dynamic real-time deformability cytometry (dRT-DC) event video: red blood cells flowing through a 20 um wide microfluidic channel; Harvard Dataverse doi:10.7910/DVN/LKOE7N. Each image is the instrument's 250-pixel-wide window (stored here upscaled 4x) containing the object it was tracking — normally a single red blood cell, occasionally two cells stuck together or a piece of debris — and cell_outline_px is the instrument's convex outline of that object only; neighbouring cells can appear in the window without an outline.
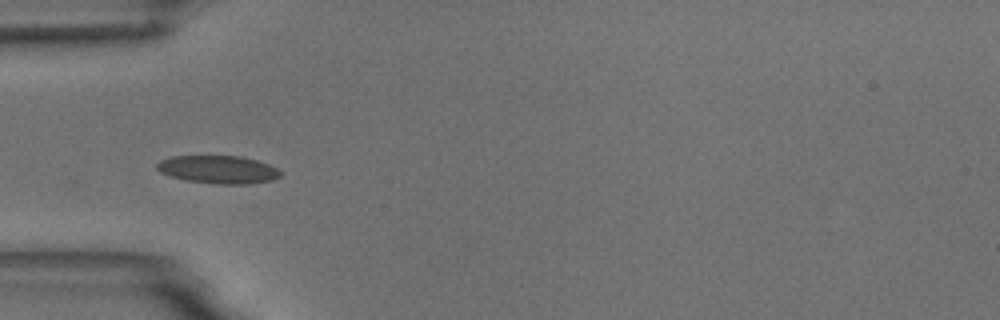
{"species": "common noctule bat (a hibernating species)", "species_latin": "Nyctalus noctula", "temperature_condition": "room temperature", "stored_images_in_passage": 25, "camera_frame_rate_fps": 3000, "um_per_image_px": 0.085, "animal": {"sex": "male", "body_mass_g": 18.8}, "frame": {"image": 1, "passage_image": 1, "time_ms": 0.0, "image_size_px": [1000, 320], "cell_outline_px": [[280, 176], [272, 180], [252, 184], [216, 184], [188, 180], [172, 176], [160, 172], [156, 168], [156, 164], [160, 160], [172, 156], [240, 156], [256, 160], [268, 164], [276, 168], [280, 172]], "centroid_in_image_um": [18.55, 14.41], "position_along_channel_um": 66.5, "area_um2": 20.0}}
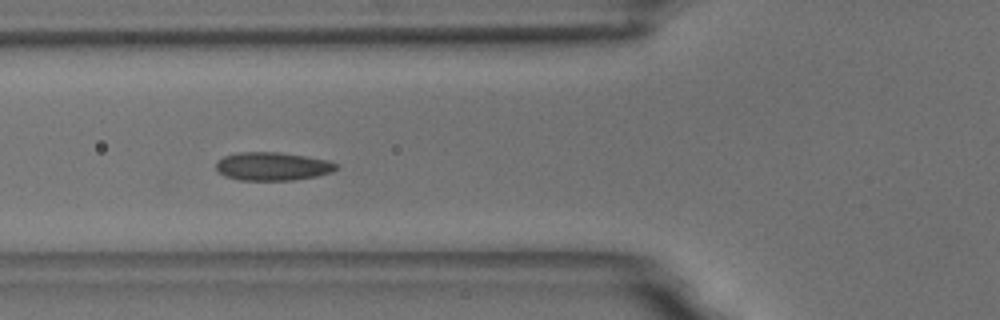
{"frame": {"image": 2, "passage_image": 4, "time_ms": 1.0, "image_size_px": [1000, 320], "cell_outline_px": [[340, 168], [332, 172], [316, 176], [292, 180], [240, 180], [224, 176], [216, 168], [216, 160], [224, 156], [236, 152], [280, 152], [328, 160], [340, 164]], "centroid_in_image_um": [23.18, 14.13], "position_along_channel_um": 102.6, "area_um2": 20.0}}